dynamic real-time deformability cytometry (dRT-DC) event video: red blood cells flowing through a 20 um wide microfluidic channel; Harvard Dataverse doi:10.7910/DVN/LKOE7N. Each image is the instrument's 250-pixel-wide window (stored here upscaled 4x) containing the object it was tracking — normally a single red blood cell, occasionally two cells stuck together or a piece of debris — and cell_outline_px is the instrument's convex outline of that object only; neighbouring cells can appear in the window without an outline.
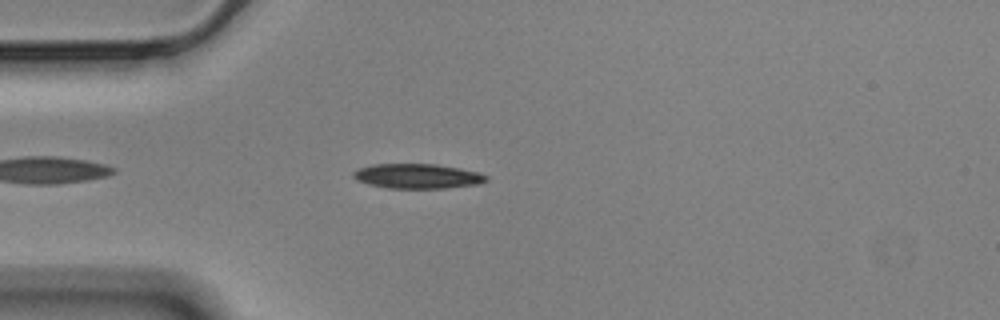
{"species": "Egyptian fruit bat (a non-hibernating species)", "species_latin": "Rousettus aegyptiacus", "temperature_condition": "cold", "stored_images_in_passage": 15, "camera_frame_rate_fps": 3000, "um_per_image_px": 0.085, "animal": {"sex": "male"}, "frame": {"image": 1, "passage_image": 2, "time_ms": 0.333, "image_size_px": [1000, 320], "cell_outline_px": [[488, 180], [476, 184], [444, 188], [388, 188], [356, 180], [352, 176], [352, 172], [356, 168], [372, 164], [436, 164], [460, 168], [480, 172], [488, 176]], "centroid_in_image_um": [35.47, 14.96], "position_along_channel_um": 49.5, "area_um2": 19.19}}
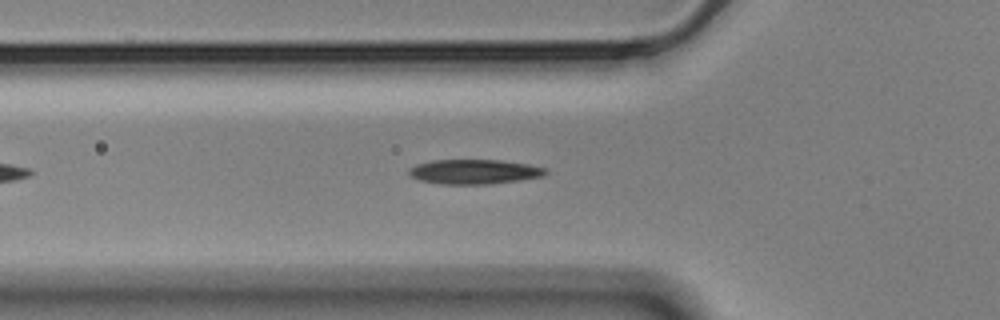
{"frame": {"image": 2, "passage_image": 6, "time_ms": 1.667, "image_size_px": [1000, 320], "cell_outline_px": [[548, 172], [544, 176], [520, 180], [492, 184], [440, 184], [420, 180], [412, 176], [408, 172], [408, 168], [416, 164], [432, 160], [500, 160], [528, 164], [544, 168]], "centroid_in_image_um": [40.31, 14.6], "position_along_channel_um": 85.5, "area_um2": 19.65}}
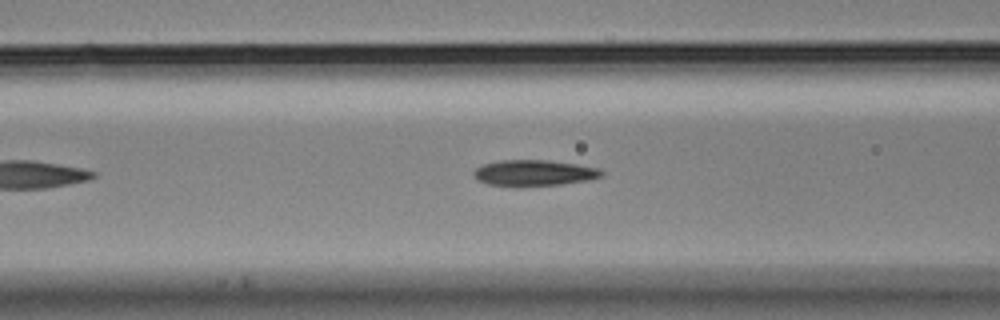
{"frame": {"image": 3, "passage_image": 9, "time_ms": 2.667, "image_size_px": [1000, 320], "cell_outline_px": [[604, 176], [592, 180], [560, 184], [488, 184], [476, 180], [472, 176], [472, 172], [476, 168], [484, 164], [500, 160], [544, 160], [576, 164], [600, 168], [604, 172]], "centroid_in_image_um": [45.44, 14.67], "position_along_channel_um": 121.2, "area_um2": 18.9}}